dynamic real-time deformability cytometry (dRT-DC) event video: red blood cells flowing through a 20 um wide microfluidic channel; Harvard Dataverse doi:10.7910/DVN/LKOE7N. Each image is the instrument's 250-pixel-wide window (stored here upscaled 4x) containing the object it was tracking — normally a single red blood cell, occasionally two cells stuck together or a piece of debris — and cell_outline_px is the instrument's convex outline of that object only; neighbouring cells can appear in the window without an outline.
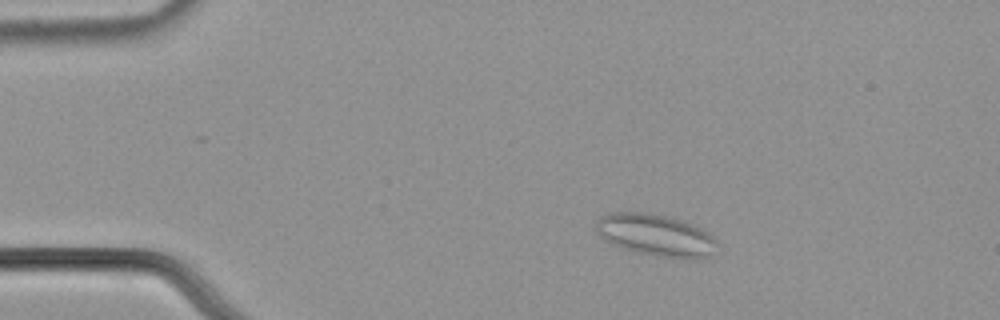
{"species": "common noctule bat (a hibernating species)", "species_latin": "Nyctalus noctula", "temperature_condition": "cold", "stored_images_in_passage": 57, "camera_frame_rate_fps": 3000, "um_per_image_px": 0.085, "animal": {"sex": "male", "body_mass_g": 21.5, "forearm_length_mm": 52.0}, "frame": {"image": 1, "passage_image": 10, "time_ms": 3.0, "image_size_px": [1000, 320], "cell_outline_px": [[716, 244], [712, 256], [696, 260], [684, 260], [656, 256], [636, 252], [612, 244], [604, 240], [596, 232], [596, 220], [600, 216], [612, 212], [648, 212], [672, 216], [684, 220], [708, 232], [716, 240]], "centroid_in_image_um": [55.76, 19.99], "position_along_channel_um": 29.2, "area_um2": 30.29}}
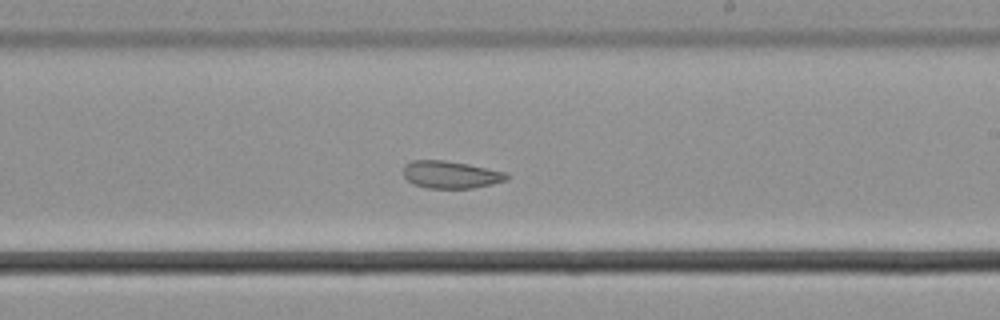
{"frame": {"image": 2, "passage_image": 34, "time_ms": 11.0, "image_size_px": [1000, 320], "cell_outline_px": [[508, 180], [492, 184], [472, 188], [428, 188], [412, 184], [404, 176], [404, 164], [412, 160], [444, 160], [468, 164], [508, 172]], "centroid_in_image_um": [38.32, 14.84], "position_along_channel_um": 250.7, "area_um2": 16.59}}
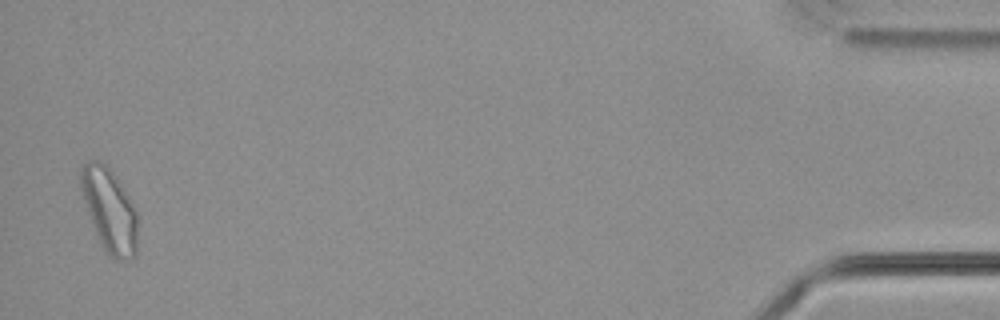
{"frame": {"image": 3, "passage_image": 56, "time_ms": 18.333, "image_size_px": [1000, 320], "cell_outline_px": [[136, 256], [128, 260], [112, 260], [100, 244], [96, 236], [80, 188], [80, 168], [88, 160], [100, 160], [112, 172], [136, 208]], "centroid_in_image_um": [9.29, 17.9], "position_along_channel_um": 425.9, "area_um2": 27.57}, "authors_computed_cell_mechanics": {"area_um2": 22.1374, "velocity_mm_per_s": 3.6138, "shape_relaxation_time_tau1_ms": null, "shape_relaxation_time_tau2_ms": 3.1447, "deformation_change_tau1": null, "deformation_change_tau2": 0.0786}}